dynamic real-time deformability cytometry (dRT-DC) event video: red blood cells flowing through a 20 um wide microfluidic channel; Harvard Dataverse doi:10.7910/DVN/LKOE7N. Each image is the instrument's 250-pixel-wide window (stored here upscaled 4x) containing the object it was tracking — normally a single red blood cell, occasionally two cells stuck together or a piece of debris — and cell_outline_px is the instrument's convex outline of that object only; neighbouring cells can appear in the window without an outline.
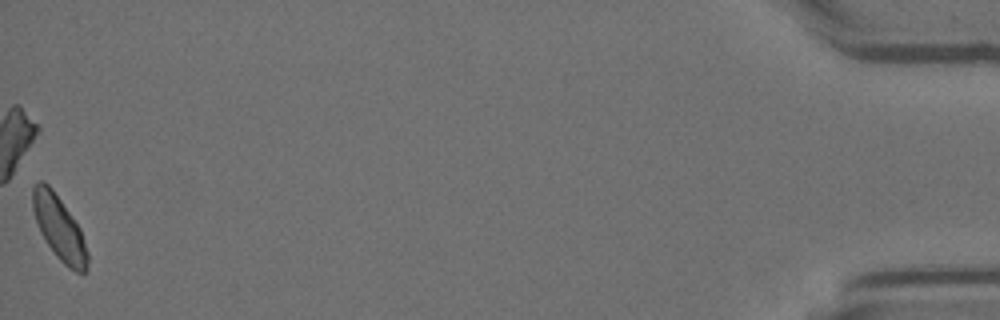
{"species": "Egyptian fruit bat (a non-hibernating species)", "species_latin": "Rousettus aegyptiacus", "temperature_condition": "room temperature", "stored_images_in_passage": 45, "camera_frame_rate_fps": 3000, "um_per_image_px": 0.085, "animal": {"sex": "female"}, "frame": {"image": 1, "passage_image": 45, "time_ms": 14.667, "image_size_px": [1000, 320], "cell_outline_px": [[88, 268], [84, 272], [76, 272], [68, 268], [56, 256], [40, 232], [32, 208], [32, 188], [40, 180], [44, 180], [52, 188], [80, 228], [88, 252]], "centroid_in_image_um": [5.03, 19.38], "position_along_channel_um": 430.2, "area_um2": 20.35}}